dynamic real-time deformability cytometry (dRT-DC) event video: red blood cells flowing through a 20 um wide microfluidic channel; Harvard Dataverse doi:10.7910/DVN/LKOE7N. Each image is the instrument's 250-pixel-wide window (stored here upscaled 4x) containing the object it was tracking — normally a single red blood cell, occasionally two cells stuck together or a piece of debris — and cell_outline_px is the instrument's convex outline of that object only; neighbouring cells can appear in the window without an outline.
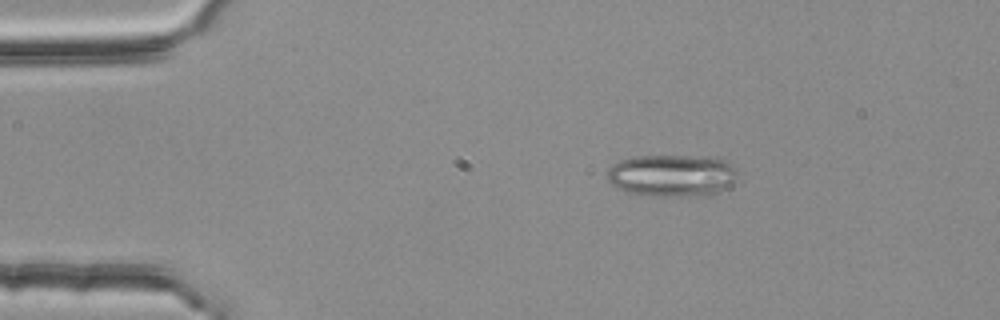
{"species": "common noctule bat (a hibernating species)", "species_latin": "Nyctalus noctula", "temperature_condition": "room temperature", "stored_images_in_passage": 3, "camera_frame_rate_fps": 3000, "um_per_image_px": 0.085, "animal": {"sex": "female", "body_mass_g": 25.1}, "frame": {"image": 1, "passage_image": 1, "time_ms": 0.0, "image_size_px": [1000, 320], "cell_outline_px": [[736, 172], [732, 180], [720, 192], [668, 196], [652, 196], [628, 192], [616, 188], [608, 180], [608, 168], [612, 164], [620, 160], [632, 156], [712, 156], [724, 160], [732, 164], [736, 168]], "centroid_in_image_um": [57.05, 14.88], "position_along_channel_um": 28.0, "area_um2": 31.62}}